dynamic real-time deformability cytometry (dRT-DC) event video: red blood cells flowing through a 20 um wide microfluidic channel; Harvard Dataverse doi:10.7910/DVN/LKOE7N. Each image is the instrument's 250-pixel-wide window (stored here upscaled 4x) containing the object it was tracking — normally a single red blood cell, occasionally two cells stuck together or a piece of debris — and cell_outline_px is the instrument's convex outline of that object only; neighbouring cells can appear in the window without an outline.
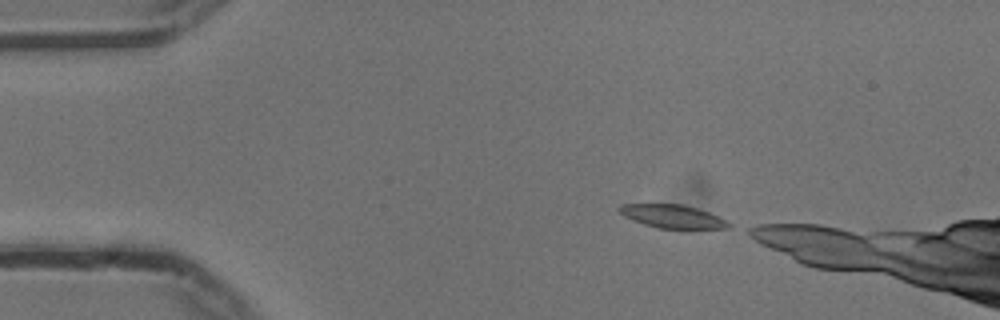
{"species": "common noctule bat (a hibernating species)", "species_latin": "Nyctalus noctula", "temperature_condition": "cold", "stored_images_in_passage": 42, "camera_frame_rate_fps": 3000, "um_per_image_px": 0.085, "animal": {"sex": "male", "body_mass_g": 13.3}, "frame": {"image": 1, "passage_image": 1, "time_ms": 0.0, "image_size_px": [1000, 320], "cell_outline_px": [[732, 228], [656, 228], [632, 220], [624, 216], [616, 208], [620, 204], [680, 204], [696, 208], [708, 212], [732, 224]], "centroid_in_image_um": [57.11, 18.39], "position_along_channel_um": 27.9, "area_um2": 14.68}}
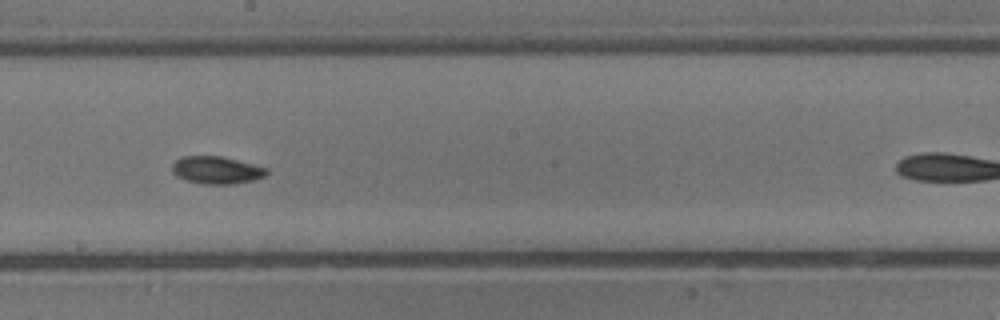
{"frame": {"image": 2, "passage_image": 22, "time_ms": 7.0, "image_size_px": [1000, 320], "cell_outline_px": [[268, 172], [264, 176], [252, 180], [236, 184], [204, 184], [188, 180], [176, 176], [172, 172], [172, 164], [176, 160], [184, 156], [220, 156], [268, 168]], "centroid_in_image_um": [18.39, 14.46], "position_along_channel_um": 229.8, "area_um2": 14.97}}
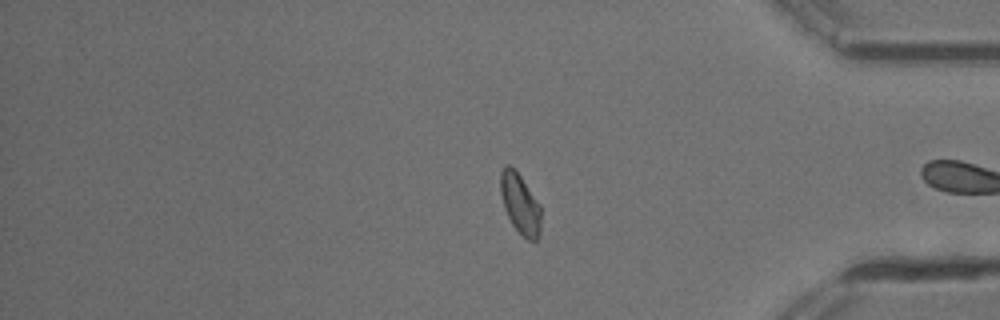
{"frame": {"image": 3, "passage_image": 37, "time_ms": 12.0, "image_size_px": [1000, 320], "cell_outline_px": [[540, 236], [536, 240], [528, 240], [512, 224], [504, 208], [500, 192], [500, 172], [508, 164], [520, 176], [540, 204]], "centroid_in_image_um": [44.21, 17.33], "position_along_channel_um": 391.0, "area_um2": 13.93}, "authors_computed_cell_mechanics": {"area_um2": 14.7101, "velocity_mm_per_s": 3.7237, "shape_relaxation_time_tau1_ms": 4.4184, "shape_relaxation_time_tau2_ms": 4.4812, "deformation_change_tau1": 0.1234, "deformation_change_tau2": 0.0722}}